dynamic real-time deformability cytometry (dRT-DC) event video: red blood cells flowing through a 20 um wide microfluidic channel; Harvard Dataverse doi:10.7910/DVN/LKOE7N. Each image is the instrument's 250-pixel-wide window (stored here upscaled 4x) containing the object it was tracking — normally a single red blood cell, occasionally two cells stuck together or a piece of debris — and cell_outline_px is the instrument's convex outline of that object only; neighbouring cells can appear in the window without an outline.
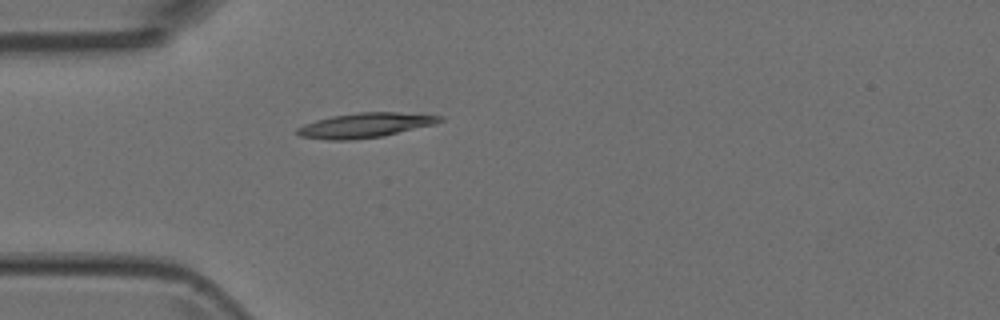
{"species": "Egyptian fruit bat (a non-hibernating species)", "species_latin": "Rousettus aegyptiacus", "temperature_condition": "room temperature", "stored_images_in_passage": 37, "camera_frame_rate_fps": 3000, "um_per_image_px": 0.085, "animal": {"sex": "female"}, "frame": {"image": 1, "passage_image": 1, "time_ms": 0.0, "image_size_px": [1000, 320], "cell_outline_px": [[444, 120], [436, 124], [384, 136], [352, 140], [328, 140], [300, 136], [296, 132], [296, 128], [304, 124], [316, 120], [332, 116], [360, 112], [396, 112], [444, 116]], "centroid_in_image_um": [31.06, 10.65], "position_along_channel_um": 53.9, "area_um2": 20.63}}
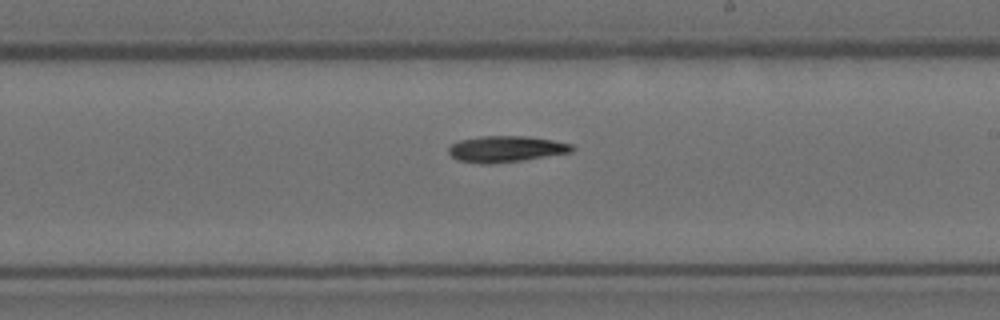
{"frame": {"image": 2, "passage_image": 16, "time_ms": 5.0, "image_size_px": [1000, 320], "cell_outline_px": [[576, 148], [572, 152], [524, 160], [488, 164], [480, 164], [456, 160], [448, 152], [448, 148], [452, 144], [460, 140], [480, 136], [528, 136], [552, 140], [572, 144]], "centroid_in_image_um": [43.01, 12.67], "position_along_channel_um": 246.0, "area_um2": 18.96}}
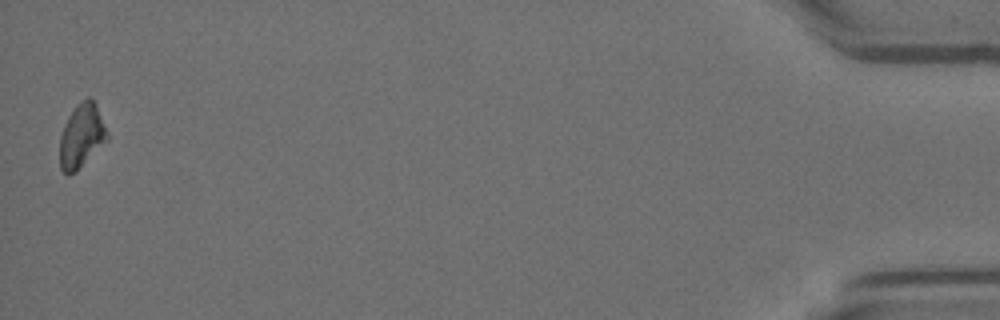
{"frame": {"image": 3, "passage_image": 37, "time_ms": 12.0, "image_size_px": [1000, 320], "cell_outline_px": [[108, 140], [68, 176], [60, 168], [60, 136], [64, 124], [68, 116], [76, 104], [80, 100], [88, 96], [96, 104], [108, 132]], "centroid_in_image_um": [6.93, 11.49], "position_along_channel_um": 428.3, "area_um2": 17.4}}